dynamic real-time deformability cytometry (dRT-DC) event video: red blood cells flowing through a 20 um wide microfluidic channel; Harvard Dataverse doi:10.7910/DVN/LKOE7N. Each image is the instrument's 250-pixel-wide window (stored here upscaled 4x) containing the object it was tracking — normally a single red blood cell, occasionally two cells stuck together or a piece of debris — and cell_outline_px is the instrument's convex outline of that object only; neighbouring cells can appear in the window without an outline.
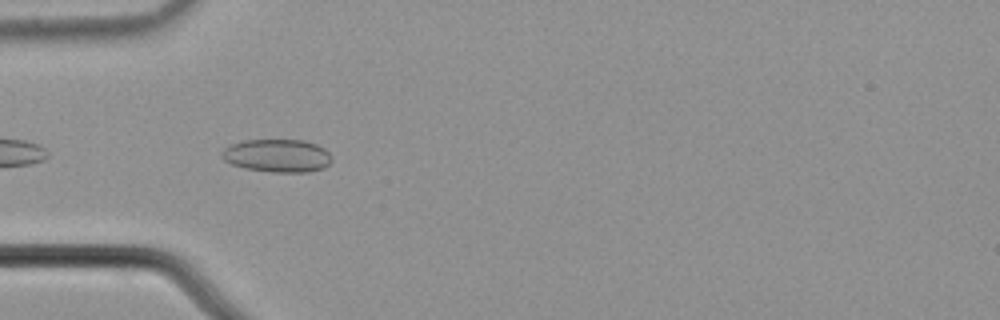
{"species": "common noctule bat (a hibernating species)", "species_latin": "Nyctalus noctula", "temperature_condition": "cold", "stored_images_in_passage": 6, "camera_frame_rate_fps": 3000, "um_per_image_px": 0.085, "animal": {"sex": "male", "body_mass_g": 21.5, "forearm_length_mm": 52.0}, "frame": {"image": 1, "passage_image": 3, "time_ms": 0.667, "image_size_px": [1000, 320], "cell_outline_px": [[332, 160], [324, 168], [308, 172], [272, 172], [244, 168], [232, 164], [224, 160], [220, 156], [220, 152], [224, 148], [232, 144], [244, 140], [304, 140], [316, 144], [324, 148], [328, 152]], "centroid_in_image_um": [23.55, 13.23], "position_along_channel_um": 61.4, "area_um2": 21.21}}